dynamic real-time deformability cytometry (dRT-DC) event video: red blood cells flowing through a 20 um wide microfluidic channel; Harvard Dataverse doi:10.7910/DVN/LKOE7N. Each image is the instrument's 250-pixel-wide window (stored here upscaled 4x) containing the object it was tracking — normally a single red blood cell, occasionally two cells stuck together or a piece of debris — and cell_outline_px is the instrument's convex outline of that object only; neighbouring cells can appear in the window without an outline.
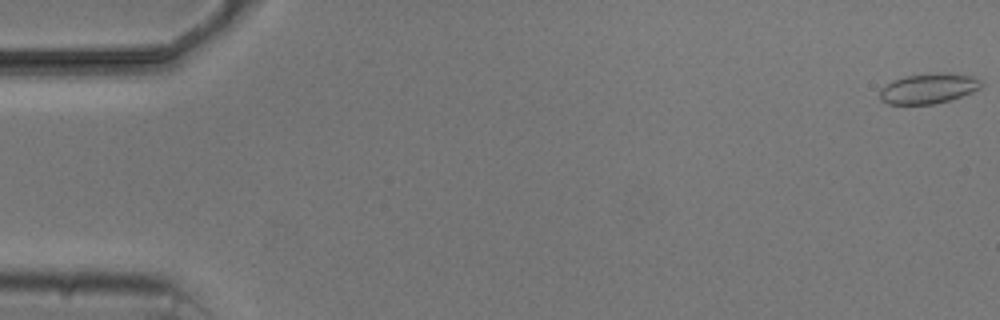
{"species": "common noctule bat (a hibernating species)", "species_latin": "Nyctalus noctula", "temperature_condition": "cold", "stored_images_in_passage": 7, "camera_frame_rate_fps": 3000, "um_per_image_px": 0.085, "animal": {"sex": "male", "body_mass_g": 20.5, "forearm_length_mm": 52.5}, "frame": {"image": 1, "passage_image": 1, "time_ms": 0.0, "image_size_px": [1000, 320], "cell_outline_px": [[984, 84], [980, 88], [972, 92], [936, 104], [888, 104], [880, 100], [880, 88], [904, 76], [940, 72], [948, 72], [972, 76], [980, 80]], "centroid_in_image_um": [78.94, 7.51], "position_along_channel_um": 6.1, "area_um2": 17.8}}
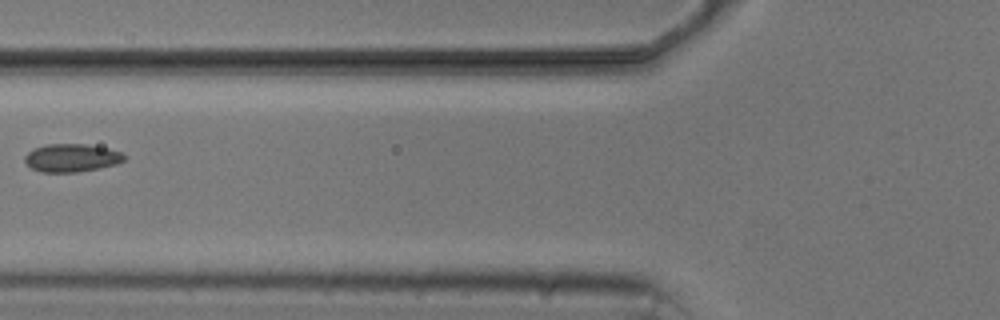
{"frame": {"image": 2, "passage_image": 6, "time_ms": 7.0, "image_size_px": [1000, 320], "cell_outline_px": [[128, 156], [124, 160], [116, 164], [76, 172], [40, 172], [32, 168], [24, 160], [24, 156], [32, 148], [44, 144], [84, 144], [108, 148], [120, 152]], "centroid_in_image_um": [6.06, 13.4], "position_along_channel_um": 119.7, "area_um2": 16.24}}
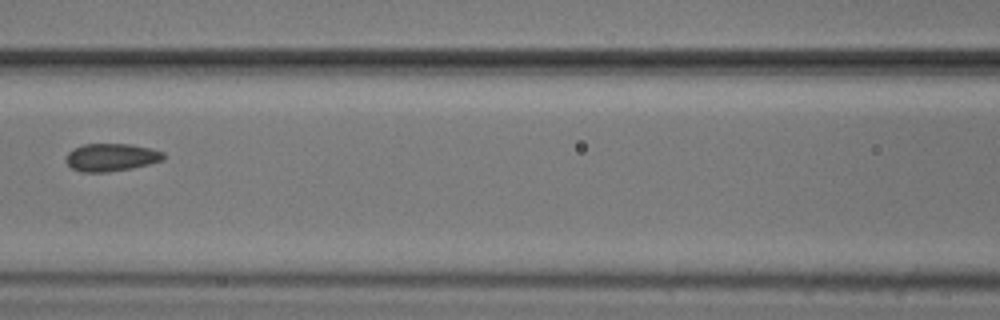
{"frame": {"image": 3, "passage_image": 7, "time_ms": 8.0, "image_size_px": [1000, 320], "cell_outline_px": [[164, 160], [132, 168], [108, 172], [80, 172], [72, 168], [64, 160], [68, 152], [84, 144], [132, 144], [152, 148], [164, 152]], "centroid_in_image_um": [9.46, 13.37], "position_along_channel_um": 157.1, "area_um2": 15.84}}